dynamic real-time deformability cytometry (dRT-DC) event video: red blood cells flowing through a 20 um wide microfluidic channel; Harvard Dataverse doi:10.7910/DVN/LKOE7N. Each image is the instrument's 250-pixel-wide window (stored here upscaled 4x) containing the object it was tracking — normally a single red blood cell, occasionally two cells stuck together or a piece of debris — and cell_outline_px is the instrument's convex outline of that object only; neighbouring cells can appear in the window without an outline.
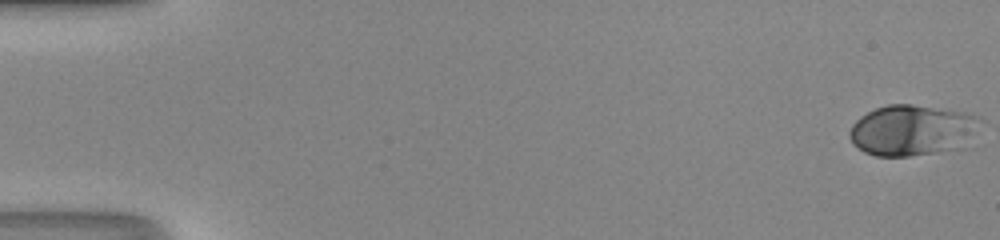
{"species": "human", "species_latin": "Homo sapiens", "temperature_condition": "room temperature", "stored_images_in_passage": 51, "camera_frame_rate_fps": 3000, "um_per_image_px": 0.085, "donor": {"sex": "male"}, "frame": {"image": 1, "passage_image": 1, "time_ms": 0.0, "image_size_px": [1000, 240], "cell_outline_px": [[984, 120], [964, 148], [908, 156], [876, 156], [864, 152], [852, 144], [848, 136], [848, 132], [852, 124], [860, 116], [876, 108], [888, 104], [912, 104], [972, 112], [980, 116]], "centroid_in_image_um": [77.58, 11.06], "position_along_channel_um": 7.4, "area_um2": 39.54}}
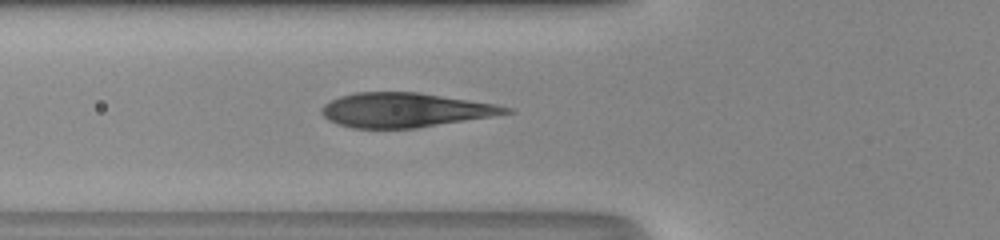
{"frame": {"image": 2, "passage_image": 20, "time_ms": 6.333, "image_size_px": [1000, 240], "cell_outline_px": [[516, 112], [492, 116], [416, 128], [352, 128], [336, 124], [328, 120], [320, 112], [320, 108], [324, 104], [340, 96], [356, 92], [420, 92], [496, 104], [512, 108]], "centroid_in_image_um": [34.42, 9.35], "position_along_channel_um": 91.4, "area_um2": 36.99}}
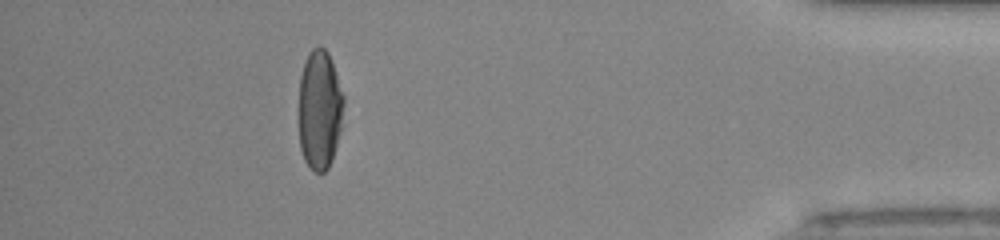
{"frame": {"image": 3, "passage_image": 46, "time_ms": 15.0, "image_size_px": [1000, 240], "cell_outline_px": [[344, 104], [340, 128], [332, 160], [328, 168], [324, 172], [316, 172], [304, 160], [300, 148], [300, 76], [308, 52], [312, 48], [324, 48], [328, 52], [344, 96]], "centroid_in_image_um": [27.17, 9.32], "position_along_channel_um": 408.0, "area_um2": 30.81}}